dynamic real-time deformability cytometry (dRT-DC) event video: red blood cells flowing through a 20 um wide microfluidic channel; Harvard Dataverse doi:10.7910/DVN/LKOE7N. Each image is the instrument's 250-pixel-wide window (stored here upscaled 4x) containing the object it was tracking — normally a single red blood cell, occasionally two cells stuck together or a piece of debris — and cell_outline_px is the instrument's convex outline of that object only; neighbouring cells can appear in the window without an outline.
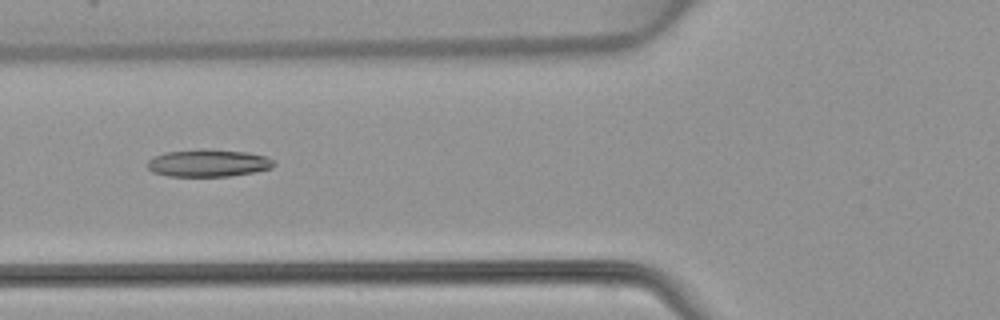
{"species": "common noctule bat (a hibernating species)", "species_latin": "Nyctalus noctula", "temperature_condition": "warm", "stored_images_in_passage": 48, "camera_frame_rate_fps": 3000, "um_per_image_px": 0.085, "animal": {"sex": "female", "body_mass_g": 22.7, "forearm_length_mm": 54.2}, "frame": {"image": 1, "passage_image": 18, "time_ms": 5.667, "image_size_px": [1000, 320], "cell_outline_px": [[276, 164], [272, 168], [252, 172], [228, 176], [168, 176], [152, 172], [148, 168], [148, 160], [152, 156], [164, 152], [200, 148], [248, 152], [264, 156], [272, 160]], "centroid_in_image_um": [17.65, 13.85], "position_along_channel_um": 108.1, "area_um2": 20.29}}
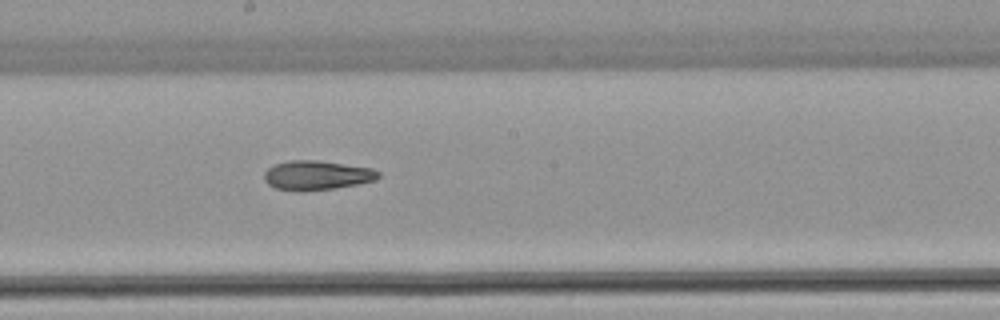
{"frame": {"image": 2, "passage_image": 26, "time_ms": 8.333, "image_size_px": [1000, 320], "cell_outline_px": [[380, 176], [376, 180], [356, 184], [332, 188], [300, 192], [276, 188], [268, 184], [264, 180], [264, 172], [268, 168], [276, 164], [288, 160], [320, 160], [372, 168], [380, 172]], "centroid_in_image_um": [26.92, 14.89], "position_along_channel_um": 221.3, "area_um2": 19.59}}
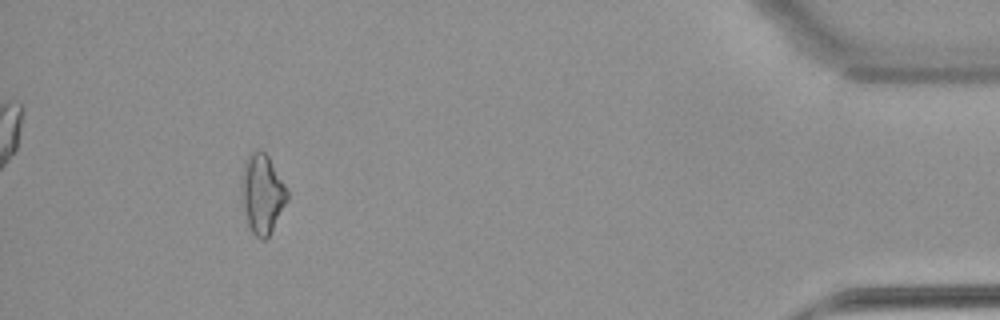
{"frame": {"image": 3, "passage_image": 44, "time_ms": 14.333, "image_size_px": [1000, 320], "cell_outline_px": [[288, 200], [268, 236], [264, 240], [260, 240], [252, 232], [248, 224], [240, 200], [240, 176], [244, 160], [248, 152], [260, 148], [268, 156], [284, 184], [288, 192]], "centroid_in_image_um": [22.23, 16.42], "position_along_channel_um": 413.0, "area_um2": 21.56}}